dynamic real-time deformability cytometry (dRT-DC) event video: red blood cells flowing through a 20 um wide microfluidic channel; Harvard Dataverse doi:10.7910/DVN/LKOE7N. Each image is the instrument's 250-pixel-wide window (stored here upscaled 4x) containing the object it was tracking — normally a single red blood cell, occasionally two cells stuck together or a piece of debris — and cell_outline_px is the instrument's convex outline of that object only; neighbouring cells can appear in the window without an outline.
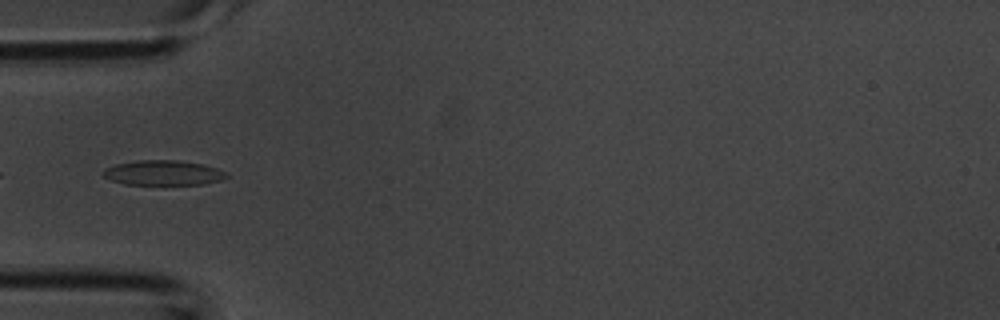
{"species": "common noctule bat (a hibernating species)", "species_latin": "Nyctalus noctula", "temperature_condition": "room temperature", "stored_images_in_passage": 14, "camera_frame_rate_fps": 3000, "um_per_image_px": 0.085, "animal": {"sex": "male", "body_mass_g": 20.1, "forearm_length_mm": 53.5}, "frame": {"image": 1, "passage_image": 8, "time_ms": 2.333, "image_size_px": [1000, 320], "cell_outline_px": [[228, 176], [220, 180], [204, 184], [124, 184], [112, 180], [104, 176], [100, 172], [104, 168], [116, 164], [136, 160], [180, 160], [204, 164], [216, 168], [224, 172]], "centroid_in_image_um": [13.84, 14.68], "position_along_channel_um": 71.2, "area_um2": 17.86}}